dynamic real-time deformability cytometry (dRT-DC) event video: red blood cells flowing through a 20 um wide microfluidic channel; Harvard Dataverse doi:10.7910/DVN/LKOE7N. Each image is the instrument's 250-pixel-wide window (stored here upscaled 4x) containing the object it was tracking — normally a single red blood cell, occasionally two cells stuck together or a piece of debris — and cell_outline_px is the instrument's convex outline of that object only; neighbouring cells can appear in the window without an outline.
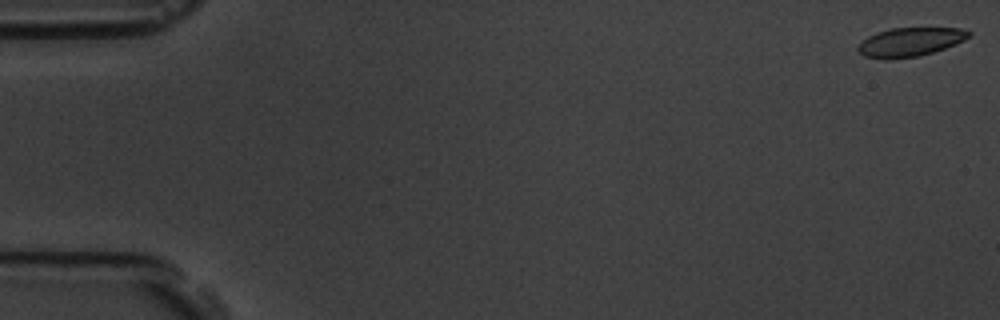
{"species": "common noctule bat (a hibernating species)", "species_latin": "Nyctalus noctula", "temperature_condition": "room temperature", "stored_images_in_passage": 6, "camera_frame_rate_fps": 3000, "um_per_image_px": 0.085, "animal": {"sex": "male", "body_mass_g": 19.5, "forearm_length_mm": 54.6}, "frame": {"image": 1, "passage_image": 1, "time_ms": 0.0, "image_size_px": [1000, 320], "cell_outline_px": [[972, 36], [964, 40], [944, 48], [920, 56], [884, 60], [864, 56], [856, 48], [868, 36], [876, 32], [892, 28], [960, 28], [972, 32]], "centroid_in_image_um": [77.36, 3.57], "position_along_channel_um": 7.6, "area_um2": 18.61}}
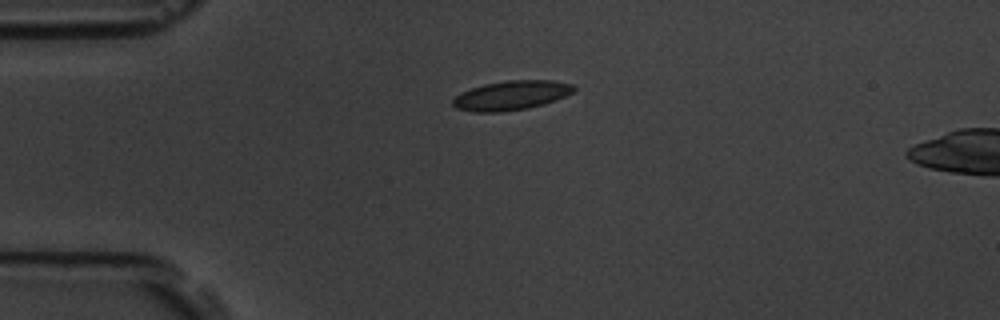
{"frame": {"image": 2, "passage_image": 5, "time_ms": 4.333, "image_size_px": [1000, 320], "cell_outline_px": [[576, 88], [572, 92], [556, 100], [544, 104], [528, 108], [500, 112], [472, 112], [456, 108], [452, 104], [452, 100], [460, 92], [484, 84], [508, 80], [552, 80], [572, 84]], "centroid_in_image_um": [43.44, 8.11], "position_along_channel_um": 41.6, "area_um2": 20.69}}